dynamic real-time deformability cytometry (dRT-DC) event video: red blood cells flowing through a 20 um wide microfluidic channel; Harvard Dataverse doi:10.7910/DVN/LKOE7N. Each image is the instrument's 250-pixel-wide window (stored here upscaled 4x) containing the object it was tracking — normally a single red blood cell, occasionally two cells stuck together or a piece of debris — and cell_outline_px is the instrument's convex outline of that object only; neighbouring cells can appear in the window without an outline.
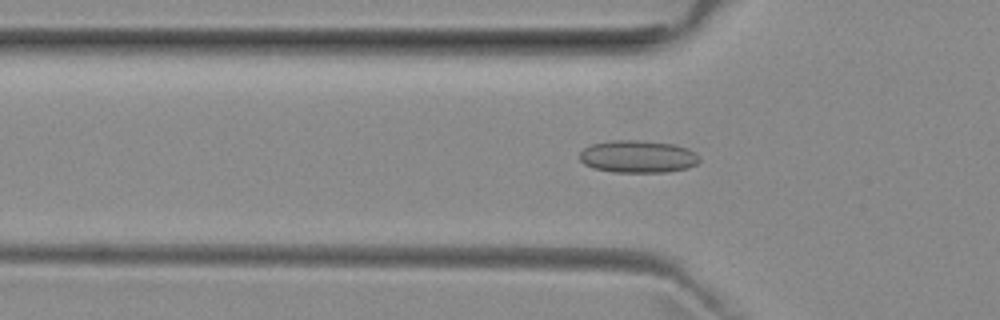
{"species": "common noctule bat (a hibernating species)", "species_latin": "Nyctalus noctula", "temperature_condition": "room temperature", "stored_images_in_passage": 48, "camera_frame_rate_fps": 3000, "um_per_image_px": 0.085, "animal": {"sex": "female", "body_mass_g": 29.2, "forearm_length_mm": 56.3}, "frame": {"image": 1, "passage_image": 17, "time_ms": 5.333, "image_size_px": [1000, 320], "cell_outline_px": [[700, 160], [696, 164], [688, 168], [668, 172], [612, 172], [592, 168], [584, 164], [580, 160], [580, 152], [584, 148], [592, 144], [612, 140], [640, 140], [676, 144], [688, 148], [696, 152], [700, 156]], "centroid_in_image_um": [54.25, 13.31], "position_along_channel_um": 71.6, "area_um2": 22.95}}
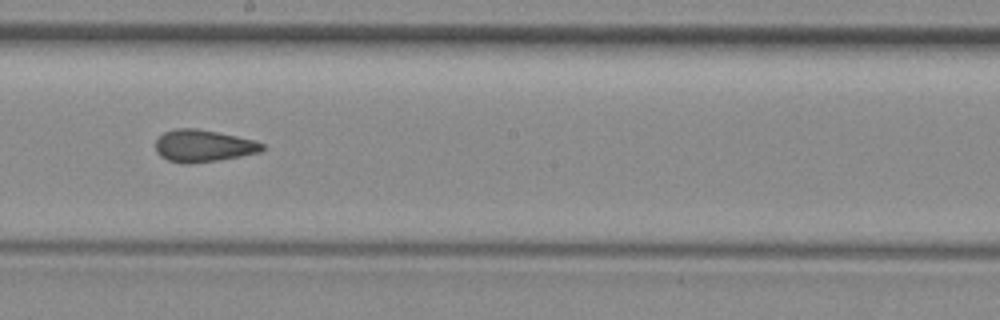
{"frame": {"image": 2, "passage_image": 29, "time_ms": 9.333, "image_size_px": [1000, 320], "cell_outline_px": [[264, 148], [260, 152], [220, 160], [192, 164], [184, 164], [168, 160], [160, 156], [156, 152], [156, 140], [164, 132], [176, 128], [196, 128], [256, 140], [264, 144]], "centroid_in_image_um": [17.27, 12.41], "position_along_channel_um": 230.9, "area_um2": 20.06}}
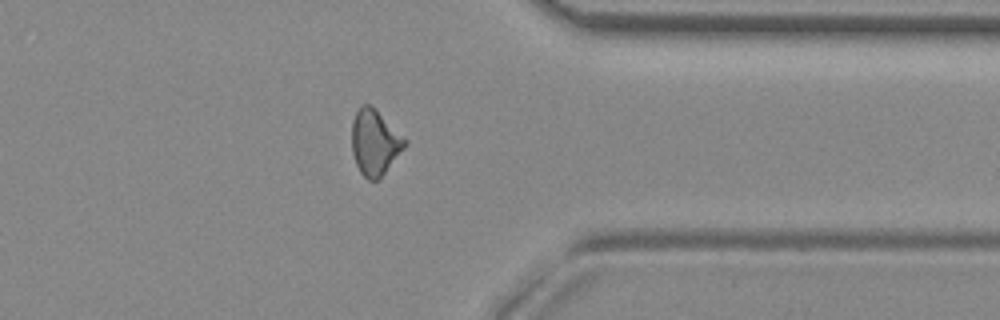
{"frame": {"image": 3, "passage_image": 41, "time_ms": 13.333, "image_size_px": [1000, 320], "cell_outline_px": [[408, 140], [404, 148], [380, 180], [368, 180], [360, 172], [356, 164], [352, 152], [352, 120], [360, 104], [368, 104], [376, 108]], "centroid_in_image_um": [31.86, 12.1], "position_along_channel_um": 379.5, "area_um2": 20.52}}